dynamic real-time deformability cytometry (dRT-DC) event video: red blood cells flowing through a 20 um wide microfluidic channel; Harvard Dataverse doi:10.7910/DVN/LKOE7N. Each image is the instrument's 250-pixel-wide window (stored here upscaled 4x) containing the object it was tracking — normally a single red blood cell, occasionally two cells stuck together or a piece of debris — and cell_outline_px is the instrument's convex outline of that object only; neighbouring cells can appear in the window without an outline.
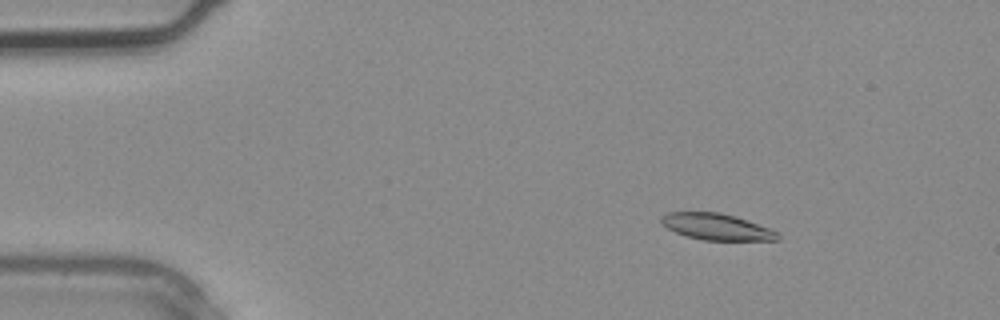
{"species": "common noctule bat (a hibernating species)", "species_latin": "Nyctalus noctula", "temperature_condition": "warm", "stored_images_in_passage": 3, "camera_frame_rate_fps": 3000, "um_per_image_px": 0.085, "animal": {"sex": "male", "body_mass_g": 20.4}, "frame": {"image": 1, "passage_image": 2, "time_ms": 0.333, "image_size_px": [1000, 320], "cell_outline_px": [[780, 240], [704, 240], [688, 236], [676, 232], [668, 228], [660, 220], [660, 216], [668, 212], [720, 212], [736, 216], [748, 220], [768, 228], [776, 232], [780, 236]], "centroid_in_image_um": [60.91, 19.26], "position_along_channel_um": 24.1, "area_um2": 17.74}}